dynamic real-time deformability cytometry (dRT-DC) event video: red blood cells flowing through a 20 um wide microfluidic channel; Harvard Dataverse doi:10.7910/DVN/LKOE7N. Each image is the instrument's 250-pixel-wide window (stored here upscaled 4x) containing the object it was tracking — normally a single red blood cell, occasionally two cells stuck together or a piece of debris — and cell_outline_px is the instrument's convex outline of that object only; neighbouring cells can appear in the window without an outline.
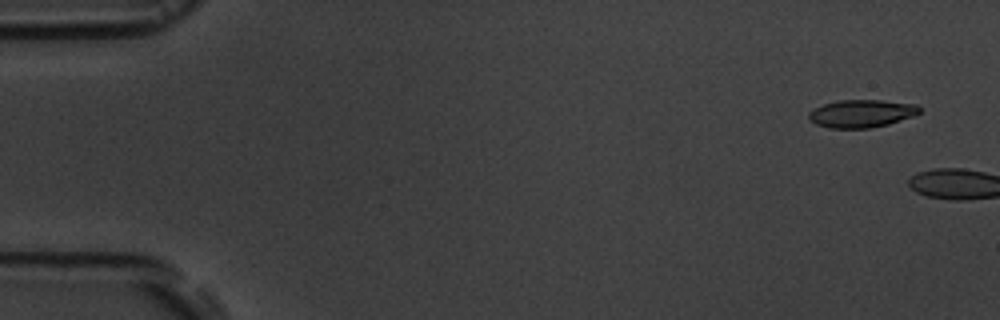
{"species": "common noctule bat (a hibernating species)", "species_latin": "Nyctalus noctula", "temperature_condition": "room temperature", "stored_images_in_passage": 2, "camera_frame_rate_fps": 3000, "um_per_image_px": 0.085, "animal": {"sex": "male", "body_mass_g": 19.5, "forearm_length_mm": 54.6}, "frame": {"image": 1, "passage_image": 1, "time_ms": 0.0, "image_size_px": [1000, 320], "cell_outline_px": [[920, 112], [916, 116], [888, 124], [868, 128], [828, 128], [816, 124], [808, 116], [808, 112], [824, 104], [836, 100], [880, 100], [916, 104], [920, 108]], "centroid_in_image_um": [73.26, 9.65], "position_along_channel_um": 11.7, "area_um2": 17.92}}